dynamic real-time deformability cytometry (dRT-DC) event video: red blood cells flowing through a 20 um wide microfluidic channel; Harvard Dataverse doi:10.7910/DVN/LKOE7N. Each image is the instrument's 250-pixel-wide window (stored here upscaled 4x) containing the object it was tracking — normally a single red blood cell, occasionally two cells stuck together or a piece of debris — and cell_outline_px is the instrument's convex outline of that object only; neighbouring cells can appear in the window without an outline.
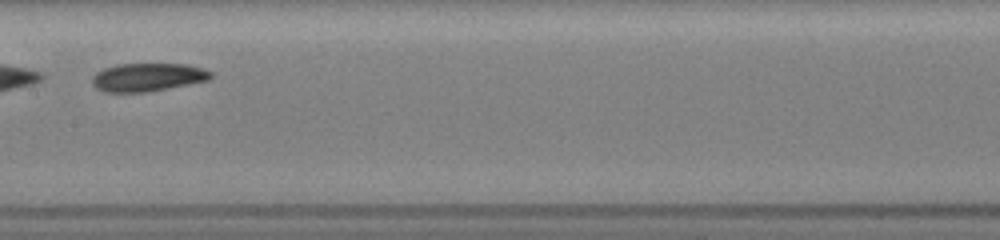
{"species": "common noctule bat (a hibernating species)", "species_latin": "Nyctalus noctula", "temperature_condition": "room temperature", "stored_images_in_passage": 5, "camera_frame_rate_fps": 3000, "um_per_image_px": 0.085, "animal": {"sex": "female", "body_mass_g": 19.5, "forearm_length_mm": 54.1}, "frame": {"image": 1, "passage_image": 4, "time_ms": 3.667, "image_size_px": [1000, 240], "cell_outline_px": [[212, 76], [208, 80], [148, 92], [104, 92], [96, 88], [92, 84], [92, 76], [96, 72], [104, 68], [120, 64], [188, 64], [204, 68], [212, 72]], "centroid_in_image_um": [12.54, 6.56], "position_along_channel_um": 194.9, "area_um2": 19.54}}
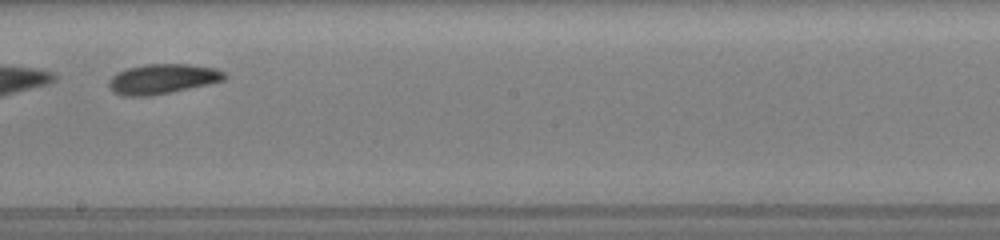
{"frame": {"image": 2, "passage_image": 5, "time_ms": 4.667, "image_size_px": [1000, 240], "cell_outline_px": [[224, 80], [208, 84], [172, 92], [148, 96], [124, 96], [112, 92], [108, 88], [108, 80], [116, 72], [128, 68], [144, 64], [188, 64], [216, 68], [224, 72]], "centroid_in_image_um": [13.75, 6.71], "position_along_channel_um": 234.4, "area_um2": 20.23}}